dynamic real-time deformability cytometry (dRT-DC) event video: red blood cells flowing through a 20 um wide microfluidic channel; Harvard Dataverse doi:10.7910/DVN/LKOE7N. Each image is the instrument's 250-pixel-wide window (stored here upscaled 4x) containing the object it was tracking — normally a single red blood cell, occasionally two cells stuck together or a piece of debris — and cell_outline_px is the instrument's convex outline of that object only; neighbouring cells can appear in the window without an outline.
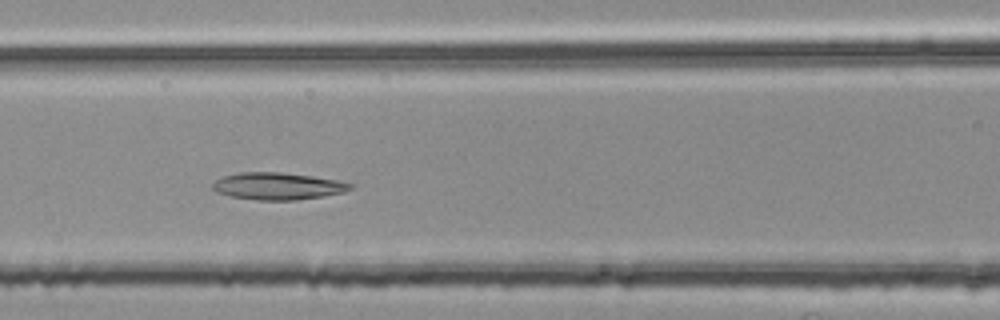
{"species": "common noctule bat (a hibernating species)", "species_latin": "Nyctalus noctula", "temperature_condition": "room temperature", "stored_images_in_passage": 47, "camera_frame_rate_fps": 3000, "um_per_image_px": 0.085, "animal": {"sex": "female", "body_mass_g": 25.1}, "frame": {"image": 1, "passage_image": 20, "time_ms": 6.333, "image_size_px": [1000, 320], "cell_outline_px": [[352, 188], [344, 192], [324, 196], [296, 200], [256, 200], [232, 196], [216, 192], [212, 188], [212, 184], [216, 180], [224, 176], [240, 172], [280, 172], [312, 176], [336, 180], [352, 184]], "centroid_in_image_um": [23.6, 15.82], "position_along_channel_um": 143.0, "area_um2": 21.62}}
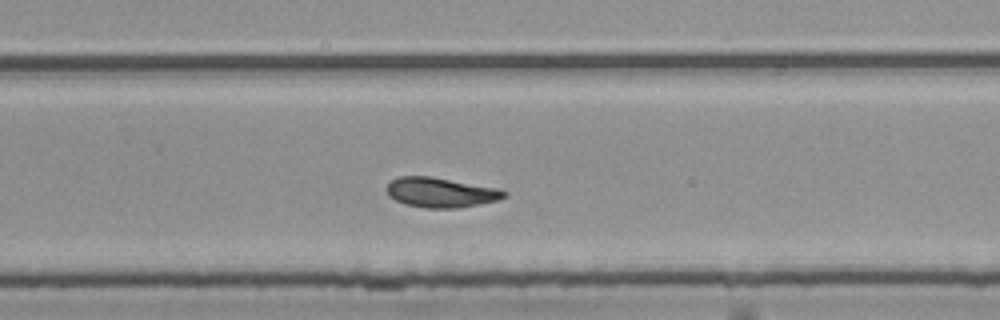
{"frame": {"image": 2, "passage_image": 32, "time_ms": 10.333, "image_size_px": [1000, 320], "cell_outline_px": [[508, 196], [496, 200], [460, 208], [424, 208], [404, 204], [388, 196], [388, 184], [396, 176], [432, 176], [496, 188], [508, 192]], "centroid_in_image_um": [37.45, 16.36], "position_along_channel_um": 292.3, "area_um2": 20.4}}
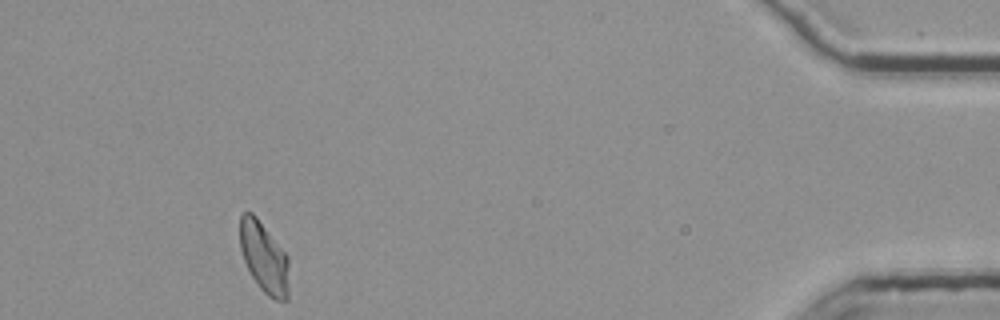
{"frame": {"image": 3, "passage_image": 47, "time_ms": 15.333, "image_size_px": [1000, 320], "cell_outline_px": [[288, 300], [276, 300], [268, 296], [260, 288], [252, 276], [244, 260], [240, 248], [240, 212], [252, 212], [256, 216], [288, 256]], "centroid_in_image_um": [22.44, 21.87], "position_along_channel_um": 412.8, "area_um2": 20.11}, "authors_computed_cell_mechanics": {"area_um2": 20.8658, "velocity_mm_per_s": 3.7573, "shape_relaxation_time_tau1_ms": null, "shape_relaxation_time_tau2_ms": 3.7962, "deformation_change_tau1": null, "deformation_change_tau2": 0.1007}}